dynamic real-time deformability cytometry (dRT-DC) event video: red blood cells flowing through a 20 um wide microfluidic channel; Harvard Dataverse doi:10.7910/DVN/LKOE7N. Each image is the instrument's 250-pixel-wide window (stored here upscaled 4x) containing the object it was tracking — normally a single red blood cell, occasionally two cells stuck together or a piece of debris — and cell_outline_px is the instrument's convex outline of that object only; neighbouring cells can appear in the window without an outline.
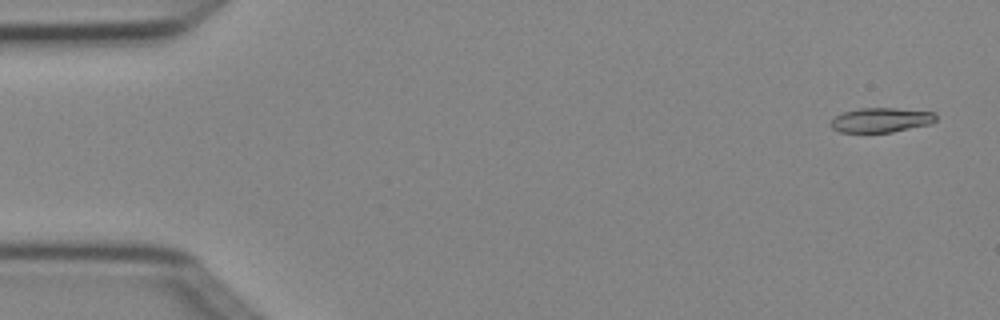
{"species": "Egyptian fruit bat (a non-hibernating species)", "species_latin": "Rousettus aegyptiacus", "temperature_condition": "cold", "stored_images_in_passage": 5, "camera_frame_rate_fps": 3000, "um_per_image_px": 0.085, "animal": {"sex": "female"}, "frame": {"image": 1, "passage_image": 1, "time_ms": 0.0, "image_size_px": [1000, 320], "cell_outline_px": [[936, 120], [932, 124], [892, 132], [840, 132], [832, 128], [832, 120], [836, 116], [844, 112], [860, 108], [896, 108], [936, 112]], "centroid_in_image_um": [74.95, 10.2], "position_along_channel_um": 10.0, "area_um2": 15.03}}
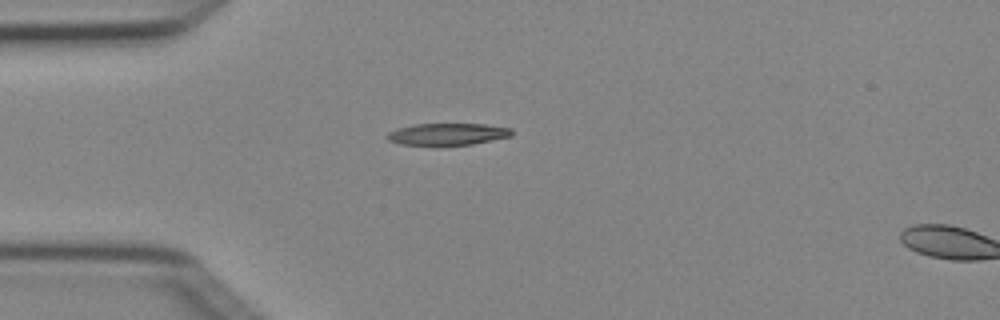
{"frame": {"image": 2, "passage_image": 4, "time_ms": 1.0, "image_size_px": [1000, 320], "cell_outline_px": [[512, 136], [472, 144], [432, 148], [400, 144], [388, 140], [384, 136], [388, 132], [396, 128], [416, 124], [484, 124], [512, 128]], "centroid_in_image_um": [37.96, 11.44], "position_along_channel_um": 47.0, "area_um2": 16.7}}